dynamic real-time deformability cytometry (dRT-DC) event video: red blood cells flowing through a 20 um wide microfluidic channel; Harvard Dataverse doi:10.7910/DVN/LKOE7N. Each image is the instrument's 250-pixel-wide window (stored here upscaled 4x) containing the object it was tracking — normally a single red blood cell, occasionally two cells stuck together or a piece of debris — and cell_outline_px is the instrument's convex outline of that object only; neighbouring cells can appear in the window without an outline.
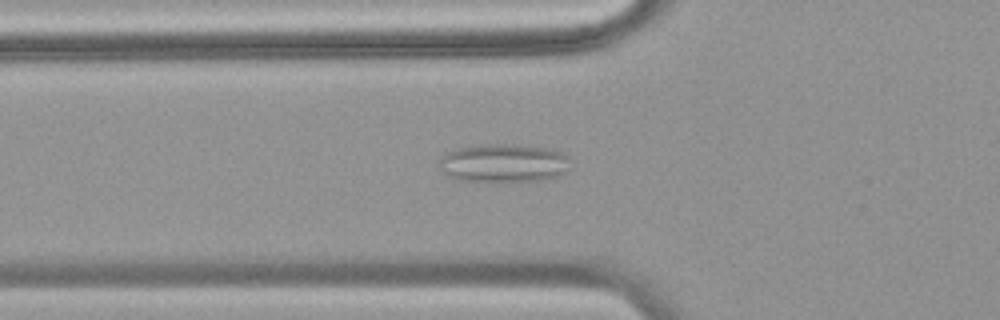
{"species": "common noctule bat (a hibernating species)", "species_latin": "Nyctalus noctula", "temperature_condition": "warm", "stored_images_in_passage": 49, "camera_frame_rate_fps": 3000, "um_per_image_px": 0.085, "animal": {"sex": "female", "body_mass_g": 18.4}, "frame": {"image": 1, "passage_image": 18, "time_ms": 5.667, "image_size_px": [1000, 320], "cell_outline_px": [[568, 168], [564, 172], [556, 176], [540, 180], [460, 180], [448, 176], [440, 168], [440, 160], [444, 152], [456, 148], [488, 144], [516, 144], [552, 148], [568, 156]], "centroid_in_image_um": [42.79, 13.83], "position_along_channel_um": 83.0, "area_um2": 29.02}}
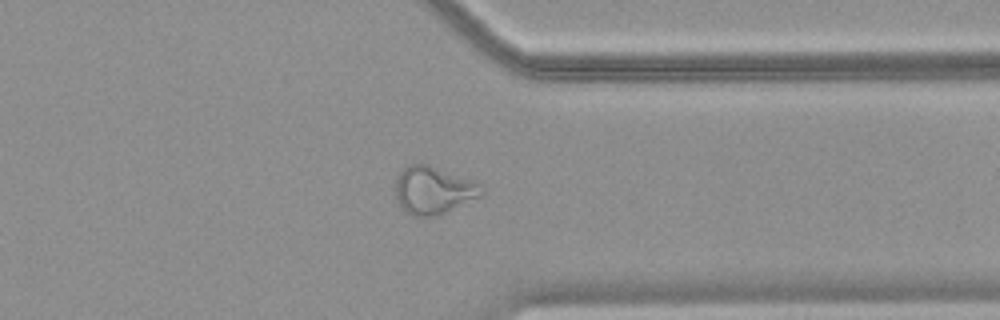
{"frame": {"image": 2, "passage_image": 39, "time_ms": 12.667, "image_size_px": [1000, 320], "cell_outline_px": [[484, 192], [480, 196], [436, 216], [412, 216], [400, 208], [396, 196], [396, 176], [408, 164], [428, 164], [472, 180], [480, 184]], "centroid_in_image_um": [36.8, 16.17], "position_along_channel_um": 374.6, "area_um2": 23.7}}
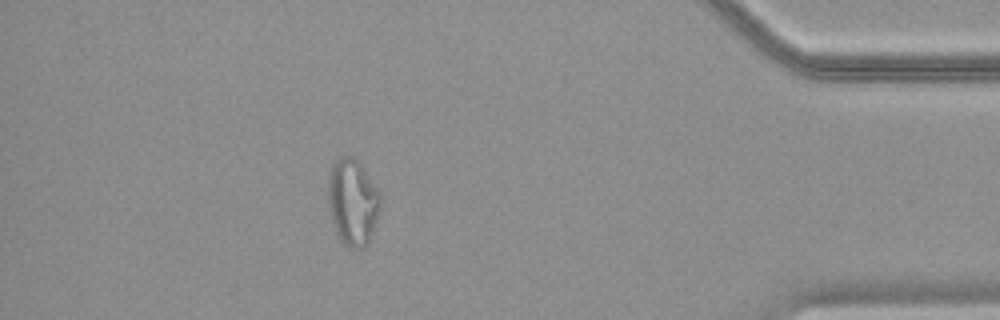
{"frame": {"image": 3, "passage_image": 44, "time_ms": 14.333, "image_size_px": [1000, 320], "cell_outline_px": [[380, 208], [368, 244], [364, 248], [348, 248], [340, 240], [336, 232], [332, 220], [328, 196], [328, 172], [332, 164], [340, 156], [352, 156], [364, 168], [380, 192]], "centroid_in_image_um": [29.97, 17.16], "position_along_channel_um": 405.2, "area_um2": 26.36}}